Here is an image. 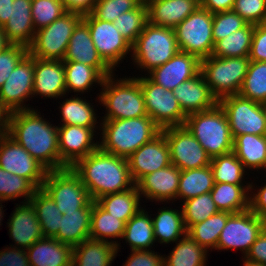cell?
<instances>
[{"instance_id": "6da1fadb", "label": "cell", "mask_w": 266, "mask_h": 266, "mask_svg": "<svg viewBox=\"0 0 266 266\" xmlns=\"http://www.w3.org/2000/svg\"><path fill=\"white\" fill-rule=\"evenodd\" d=\"M37 112L34 108L12 112L8 135L48 171L60 170L58 126Z\"/></svg>"}, {"instance_id": "7a4b0ae2", "label": "cell", "mask_w": 266, "mask_h": 266, "mask_svg": "<svg viewBox=\"0 0 266 266\" xmlns=\"http://www.w3.org/2000/svg\"><path fill=\"white\" fill-rule=\"evenodd\" d=\"M71 168L80 177L93 201L107 194L126 191L135 185L127 158L100 148L78 160Z\"/></svg>"}, {"instance_id": "3957f363", "label": "cell", "mask_w": 266, "mask_h": 266, "mask_svg": "<svg viewBox=\"0 0 266 266\" xmlns=\"http://www.w3.org/2000/svg\"><path fill=\"white\" fill-rule=\"evenodd\" d=\"M100 125L102 141L99 148L124 158H128L161 133V128L149 116L102 120Z\"/></svg>"}, {"instance_id": "277c9868", "label": "cell", "mask_w": 266, "mask_h": 266, "mask_svg": "<svg viewBox=\"0 0 266 266\" xmlns=\"http://www.w3.org/2000/svg\"><path fill=\"white\" fill-rule=\"evenodd\" d=\"M113 74L104 78L99 103L106 107L103 120L130 119L148 116L140 83L136 77L114 80Z\"/></svg>"}, {"instance_id": "5b68a950", "label": "cell", "mask_w": 266, "mask_h": 266, "mask_svg": "<svg viewBox=\"0 0 266 266\" xmlns=\"http://www.w3.org/2000/svg\"><path fill=\"white\" fill-rule=\"evenodd\" d=\"M184 125L211 158L233 151L229 123L219 104L188 115Z\"/></svg>"}, {"instance_id": "8992f818", "label": "cell", "mask_w": 266, "mask_h": 266, "mask_svg": "<svg viewBox=\"0 0 266 266\" xmlns=\"http://www.w3.org/2000/svg\"><path fill=\"white\" fill-rule=\"evenodd\" d=\"M132 60L148 73L165 64L180 51L174 28L146 23L143 31L131 46Z\"/></svg>"}, {"instance_id": "52a82bcc", "label": "cell", "mask_w": 266, "mask_h": 266, "mask_svg": "<svg viewBox=\"0 0 266 266\" xmlns=\"http://www.w3.org/2000/svg\"><path fill=\"white\" fill-rule=\"evenodd\" d=\"M249 64L248 57L218 58L211 55L201 59L200 72L212 94L220 100L239 93Z\"/></svg>"}, {"instance_id": "ba28073f", "label": "cell", "mask_w": 266, "mask_h": 266, "mask_svg": "<svg viewBox=\"0 0 266 266\" xmlns=\"http://www.w3.org/2000/svg\"><path fill=\"white\" fill-rule=\"evenodd\" d=\"M82 18L81 14L67 11L50 25L38 29L28 53L35 58L63 61L73 30Z\"/></svg>"}, {"instance_id": "9c48e42d", "label": "cell", "mask_w": 266, "mask_h": 266, "mask_svg": "<svg viewBox=\"0 0 266 266\" xmlns=\"http://www.w3.org/2000/svg\"><path fill=\"white\" fill-rule=\"evenodd\" d=\"M213 14L200 5L175 28V36L180 51L193 54L200 60L212 55Z\"/></svg>"}, {"instance_id": "30bf717a", "label": "cell", "mask_w": 266, "mask_h": 266, "mask_svg": "<svg viewBox=\"0 0 266 266\" xmlns=\"http://www.w3.org/2000/svg\"><path fill=\"white\" fill-rule=\"evenodd\" d=\"M41 188L62 214L85 208L92 201L87 188L71 167L48 171Z\"/></svg>"}, {"instance_id": "8fae6325", "label": "cell", "mask_w": 266, "mask_h": 266, "mask_svg": "<svg viewBox=\"0 0 266 266\" xmlns=\"http://www.w3.org/2000/svg\"><path fill=\"white\" fill-rule=\"evenodd\" d=\"M218 104L226 114L233 139L244 134L266 135V105L239 94L225 96Z\"/></svg>"}, {"instance_id": "7c38bea8", "label": "cell", "mask_w": 266, "mask_h": 266, "mask_svg": "<svg viewBox=\"0 0 266 266\" xmlns=\"http://www.w3.org/2000/svg\"><path fill=\"white\" fill-rule=\"evenodd\" d=\"M137 79L144 96L146 112L161 129L185 124L187 116L172 90H166L146 76Z\"/></svg>"}, {"instance_id": "4fadbf2b", "label": "cell", "mask_w": 266, "mask_h": 266, "mask_svg": "<svg viewBox=\"0 0 266 266\" xmlns=\"http://www.w3.org/2000/svg\"><path fill=\"white\" fill-rule=\"evenodd\" d=\"M265 228L266 220L260 218L250 209L231 214L221 231L217 250H238L239 248L245 257Z\"/></svg>"}, {"instance_id": "5bb4252c", "label": "cell", "mask_w": 266, "mask_h": 266, "mask_svg": "<svg viewBox=\"0 0 266 266\" xmlns=\"http://www.w3.org/2000/svg\"><path fill=\"white\" fill-rule=\"evenodd\" d=\"M161 133L169 146L172 165L181 171L210 165L211 157L185 125L167 127Z\"/></svg>"}, {"instance_id": "9a60e30c", "label": "cell", "mask_w": 266, "mask_h": 266, "mask_svg": "<svg viewBox=\"0 0 266 266\" xmlns=\"http://www.w3.org/2000/svg\"><path fill=\"white\" fill-rule=\"evenodd\" d=\"M92 41L103 61L114 71L115 66L131 52V45L122 37L113 22L97 19L92 13L83 15Z\"/></svg>"}, {"instance_id": "2e32d148", "label": "cell", "mask_w": 266, "mask_h": 266, "mask_svg": "<svg viewBox=\"0 0 266 266\" xmlns=\"http://www.w3.org/2000/svg\"><path fill=\"white\" fill-rule=\"evenodd\" d=\"M0 167L42 187L48 170L8 134L0 136Z\"/></svg>"}, {"instance_id": "e0dca14e", "label": "cell", "mask_w": 266, "mask_h": 266, "mask_svg": "<svg viewBox=\"0 0 266 266\" xmlns=\"http://www.w3.org/2000/svg\"><path fill=\"white\" fill-rule=\"evenodd\" d=\"M34 57L27 53L0 88V101L11 111L31 109L23 105L33 96ZM27 99V100H26ZM26 106V107H25Z\"/></svg>"}, {"instance_id": "ac0fdd59", "label": "cell", "mask_w": 266, "mask_h": 266, "mask_svg": "<svg viewBox=\"0 0 266 266\" xmlns=\"http://www.w3.org/2000/svg\"><path fill=\"white\" fill-rule=\"evenodd\" d=\"M95 127L59 125L58 141L60 153V170L72 167L78 160L85 158L99 148L93 141Z\"/></svg>"}, {"instance_id": "d6986e66", "label": "cell", "mask_w": 266, "mask_h": 266, "mask_svg": "<svg viewBox=\"0 0 266 266\" xmlns=\"http://www.w3.org/2000/svg\"><path fill=\"white\" fill-rule=\"evenodd\" d=\"M127 161L135 184L145 175L171 165L169 146L165 136L160 133L152 141L143 144L127 158Z\"/></svg>"}, {"instance_id": "ffe728a7", "label": "cell", "mask_w": 266, "mask_h": 266, "mask_svg": "<svg viewBox=\"0 0 266 266\" xmlns=\"http://www.w3.org/2000/svg\"><path fill=\"white\" fill-rule=\"evenodd\" d=\"M200 62L197 56L179 51L165 64L151 70L148 78L166 90L173 91L200 72Z\"/></svg>"}, {"instance_id": "44dd1931", "label": "cell", "mask_w": 266, "mask_h": 266, "mask_svg": "<svg viewBox=\"0 0 266 266\" xmlns=\"http://www.w3.org/2000/svg\"><path fill=\"white\" fill-rule=\"evenodd\" d=\"M63 61L87 64L94 67L104 78L113 74V70L98 54L89 27L83 20L73 30Z\"/></svg>"}, {"instance_id": "7402d4cb", "label": "cell", "mask_w": 266, "mask_h": 266, "mask_svg": "<svg viewBox=\"0 0 266 266\" xmlns=\"http://www.w3.org/2000/svg\"><path fill=\"white\" fill-rule=\"evenodd\" d=\"M66 92L64 61L34 57L33 95L57 99Z\"/></svg>"}, {"instance_id": "603a6c76", "label": "cell", "mask_w": 266, "mask_h": 266, "mask_svg": "<svg viewBox=\"0 0 266 266\" xmlns=\"http://www.w3.org/2000/svg\"><path fill=\"white\" fill-rule=\"evenodd\" d=\"M173 94L186 116L212 109L218 104L201 72L178 85Z\"/></svg>"}, {"instance_id": "cb8c5ba5", "label": "cell", "mask_w": 266, "mask_h": 266, "mask_svg": "<svg viewBox=\"0 0 266 266\" xmlns=\"http://www.w3.org/2000/svg\"><path fill=\"white\" fill-rule=\"evenodd\" d=\"M181 170L174 165L145 175L136 185L140 195L147 199L169 202L177 198Z\"/></svg>"}, {"instance_id": "d4e9b609", "label": "cell", "mask_w": 266, "mask_h": 266, "mask_svg": "<svg viewBox=\"0 0 266 266\" xmlns=\"http://www.w3.org/2000/svg\"><path fill=\"white\" fill-rule=\"evenodd\" d=\"M17 205L9 219V235L15 242V246L28 249L43 236L37 213L31 202H23ZM17 245V246H16Z\"/></svg>"}, {"instance_id": "484cf974", "label": "cell", "mask_w": 266, "mask_h": 266, "mask_svg": "<svg viewBox=\"0 0 266 266\" xmlns=\"http://www.w3.org/2000/svg\"><path fill=\"white\" fill-rule=\"evenodd\" d=\"M147 17L150 24L175 28L200 5L196 0H148Z\"/></svg>"}, {"instance_id": "4316f807", "label": "cell", "mask_w": 266, "mask_h": 266, "mask_svg": "<svg viewBox=\"0 0 266 266\" xmlns=\"http://www.w3.org/2000/svg\"><path fill=\"white\" fill-rule=\"evenodd\" d=\"M32 0H14L10 6L9 20L2 27L11 44L29 47L35 36L31 15Z\"/></svg>"}, {"instance_id": "83f0119b", "label": "cell", "mask_w": 266, "mask_h": 266, "mask_svg": "<svg viewBox=\"0 0 266 266\" xmlns=\"http://www.w3.org/2000/svg\"><path fill=\"white\" fill-rule=\"evenodd\" d=\"M30 266H72L73 247L42 237L26 249Z\"/></svg>"}, {"instance_id": "f1b7e54d", "label": "cell", "mask_w": 266, "mask_h": 266, "mask_svg": "<svg viewBox=\"0 0 266 266\" xmlns=\"http://www.w3.org/2000/svg\"><path fill=\"white\" fill-rule=\"evenodd\" d=\"M92 205L93 200L85 208L64 213L61 218L60 229L54 238L72 247L90 239Z\"/></svg>"}, {"instance_id": "f546056e", "label": "cell", "mask_w": 266, "mask_h": 266, "mask_svg": "<svg viewBox=\"0 0 266 266\" xmlns=\"http://www.w3.org/2000/svg\"><path fill=\"white\" fill-rule=\"evenodd\" d=\"M246 184L214 183L210 193L218 210L234 214L250 209L253 185Z\"/></svg>"}, {"instance_id": "4dcf8cb0", "label": "cell", "mask_w": 266, "mask_h": 266, "mask_svg": "<svg viewBox=\"0 0 266 266\" xmlns=\"http://www.w3.org/2000/svg\"><path fill=\"white\" fill-rule=\"evenodd\" d=\"M117 252L112 242L87 239L73 247L72 266H111Z\"/></svg>"}, {"instance_id": "1f68e13d", "label": "cell", "mask_w": 266, "mask_h": 266, "mask_svg": "<svg viewBox=\"0 0 266 266\" xmlns=\"http://www.w3.org/2000/svg\"><path fill=\"white\" fill-rule=\"evenodd\" d=\"M233 152L245 169H266V135L236 136L233 139Z\"/></svg>"}, {"instance_id": "d6a6232c", "label": "cell", "mask_w": 266, "mask_h": 266, "mask_svg": "<svg viewBox=\"0 0 266 266\" xmlns=\"http://www.w3.org/2000/svg\"><path fill=\"white\" fill-rule=\"evenodd\" d=\"M140 197L135 184L126 191L104 195L95 202L110 215L127 223L140 210Z\"/></svg>"}, {"instance_id": "836d02e7", "label": "cell", "mask_w": 266, "mask_h": 266, "mask_svg": "<svg viewBox=\"0 0 266 266\" xmlns=\"http://www.w3.org/2000/svg\"><path fill=\"white\" fill-rule=\"evenodd\" d=\"M152 224L155 241L158 240L160 244L176 242L187 233L183 222L182 209L179 211L171 208H161L158 215L152 218Z\"/></svg>"}, {"instance_id": "e575fe53", "label": "cell", "mask_w": 266, "mask_h": 266, "mask_svg": "<svg viewBox=\"0 0 266 266\" xmlns=\"http://www.w3.org/2000/svg\"><path fill=\"white\" fill-rule=\"evenodd\" d=\"M126 223L103 210L95 201L92 205L90 239L112 242L119 250V243L109 241L111 238H122ZM109 238V239H108Z\"/></svg>"}, {"instance_id": "d590c367", "label": "cell", "mask_w": 266, "mask_h": 266, "mask_svg": "<svg viewBox=\"0 0 266 266\" xmlns=\"http://www.w3.org/2000/svg\"><path fill=\"white\" fill-rule=\"evenodd\" d=\"M122 239L131 250H148L155 242L152 218L141 208L127 223Z\"/></svg>"}, {"instance_id": "8d00e7d4", "label": "cell", "mask_w": 266, "mask_h": 266, "mask_svg": "<svg viewBox=\"0 0 266 266\" xmlns=\"http://www.w3.org/2000/svg\"><path fill=\"white\" fill-rule=\"evenodd\" d=\"M30 202L36 210L43 236L54 238L60 229L63 214L57 208L53 199L42 188L35 191Z\"/></svg>"}, {"instance_id": "74e56055", "label": "cell", "mask_w": 266, "mask_h": 266, "mask_svg": "<svg viewBox=\"0 0 266 266\" xmlns=\"http://www.w3.org/2000/svg\"><path fill=\"white\" fill-rule=\"evenodd\" d=\"M213 186L214 178L210 165L181 171L176 199L181 198L186 201L211 192Z\"/></svg>"}, {"instance_id": "f35d334b", "label": "cell", "mask_w": 266, "mask_h": 266, "mask_svg": "<svg viewBox=\"0 0 266 266\" xmlns=\"http://www.w3.org/2000/svg\"><path fill=\"white\" fill-rule=\"evenodd\" d=\"M175 243L176 246L169 256L164 258V266H206L208 251L194 241L188 233Z\"/></svg>"}, {"instance_id": "ab89813d", "label": "cell", "mask_w": 266, "mask_h": 266, "mask_svg": "<svg viewBox=\"0 0 266 266\" xmlns=\"http://www.w3.org/2000/svg\"><path fill=\"white\" fill-rule=\"evenodd\" d=\"M229 212L219 211L202 222L192 225L188 230V235L207 251L217 250V243L221 231L227 223ZM209 249V250H208Z\"/></svg>"}, {"instance_id": "60d3db41", "label": "cell", "mask_w": 266, "mask_h": 266, "mask_svg": "<svg viewBox=\"0 0 266 266\" xmlns=\"http://www.w3.org/2000/svg\"><path fill=\"white\" fill-rule=\"evenodd\" d=\"M253 32L254 24L248 23L244 28L217 41L214 45L212 56L218 58L248 57Z\"/></svg>"}, {"instance_id": "b9f144b4", "label": "cell", "mask_w": 266, "mask_h": 266, "mask_svg": "<svg viewBox=\"0 0 266 266\" xmlns=\"http://www.w3.org/2000/svg\"><path fill=\"white\" fill-rule=\"evenodd\" d=\"M66 90L84 93L94 84H102L104 77L87 64L74 61H64Z\"/></svg>"}, {"instance_id": "7bdbcfd3", "label": "cell", "mask_w": 266, "mask_h": 266, "mask_svg": "<svg viewBox=\"0 0 266 266\" xmlns=\"http://www.w3.org/2000/svg\"><path fill=\"white\" fill-rule=\"evenodd\" d=\"M81 99V97H71L63 101L60 106L62 125H75L82 127H96L97 121L94 106Z\"/></svg>"}, {"instance_id": "ee69618b", "label": "cell", "mask_w": 266, "mask_h": 266, "mask_svg": "<svg viewBox=\"0 0 266 266\" xmlns=\"http://www.w3.org/2000/svg\"><path fill=\"white\" fill-rule=\"evenodd\" d=\"M210 167L214 183L243 184L246 169L233 151L211 158Z\"/></svg>"}, {"instance_id": "f6af8a7d", "label": "cell", "mask_w": 266, "mask_h": 266, "mask_svg": "<svg viewBox=\"0 0 266 266\" xmlns=\"http://www.w3.org/2000/svg\"><path fill=\"white\" fill-rule=\"evenodd\" d=\"M238 94L266 105V62L250 61L248 72Z\"/></svg>"}, {"instance_id": "bcb514c9", "label": "cell", "mask_w": 266, "mask_h": 266, "mask_svg": "<svg viewBox=\"0 0 266 266\" xmlns=\"http://www.w3.org/2000/svg\"><path fill=\"white\" fill-rule=\"evenodd\" d=\"M182 213L186 230L219 212L210 192L183 201Z\"/></svg>"}, {"instance_id": "7dc6e473", "label": "cell", "mask_w": 266, "mask_h": 266, "mask_svg": "<svg viewBox=\"0 0 266 266\" xmlns=\"http://www.w3.org/2000/svg\"><path fill=\"white\" fill-rule=\"evenodd\" d=\"M147 22V6L145 2H142L136 9L121 14L113 24L132 46Z\"/></svg>"}, {"instance_id": "c3c4849f", "label": "cell", "mask_w": 266, "mask_h": 266, "mask_svg": "<svg viewBox=\"0 0 266 266\" xmlns=\"http://www.w3.org/2000/svg\"><path fill=\"white\" fill-rule=\"evenodd\" d=\"M37 188L27 179L0 167V200L5 202L24 197L29 202Z\"/></svg>"}, {"instance_id": "681fc988", "label": "cell", "mask_w": 266, "mask_h": 266, "mask_svg": "<svg viewBox=\"0 0 266 266\" xmlns=\"http://www.w3.org/2000/svg\"><path fill=\"white\" fill-rule=\"evenodd\" d=\"M66 12L62 0H32L31 15L35 31L50 25Z\"/></svg>"}, {"instance_id": "f907efd6", "label": "cell", "mask_w": 266, "mask_h": 266, "mask_svg": "<svg viewBox=\"0 0 266 266\" xmlns=\"http://www.w3.org/2000/svg\"><path fill=\"white\" fill-rule=\"evenodd\" d=\"M142 0H97L92 14L102 21L114 22L121 14L136 9Z\"/></svg>"}, {"instance_id": "816d5d0a", "label": "cell", "mask_w": 266, "mask_h": 266, "mask_svg": "<svg viewBox=\"0 0 266 266\" xmlns=\"http://www.w3.org/2000/svg\"><path fill=\"white\" fill-rule=\"evenodd\" d=\"M248 23L233 10L213 14V41L214 44L230 35L231 33L244 28Z\"/></svg>"}, {"instance_id": "f5cc1de1", "label": "cell", "mask_w": 266, "mask_h": 266, "mask_svg": "<svg viewBox=\"0 0 266 266\" xmlns=\"http://www.w3.org/2000/svg\"><path fill=\"white\" fill-rule=\"evenodd\" d=\"M232 10L247 23H266V0H235Z\"/></svg>"}, {"instance_id": "db71d44e", "label": "cell", "mask_w": 266, "mask_h": 266, "mask_svg": "<svg viewBox=\"0 0 266 266\" xmlns=\"http://www.w3.org/2000/svg\"><path fill=\"white\" fill-rule=\"evenodd\" d=\"M27 53L28 48L20 44H11L0 52V88Z\"/></svg>"}, {"instance_id": "11a10c76", "label": "cell", "mask_w": 266, "mask_h": 266, "mask_svg": "<svg viewBox=\"0 0 266 266\" xmlns=\"http://www.w3.org/2000/svg\"><path fill=\"white\" fill-rule=\"evenodd\" d=\"M248 58L250 61L266 62V23L254 25Z\"/></svg>"}, {"instance_id": "9f6ffc18", "label": "cell", "mask_w": 266, "mask_h": 266, "mask_svg": "<svg viewBox=\"0 0 266 266\" xmlns=\"http://www.w3.org/2000/svg\"><path fill=\"white\" fill-rule=\"evenodd\" d=\"M123 266H164V256L150 250H131Z\"/></svg>"}, {"instance_id": "6f0895ef", "label": "cell", "mask_w": 266, "mask_h": 266, "mask_svg": "<svg viewBox=\"0 0 266 266\" xmlns=\"http://www.w3.org/2000/svg\"><path fill=\"white\" fill-rule=\"evenodd\" d=\"M0 251V266H30L27 252L19 247H5Z\"/></svg>"}, {"instance_id": "680465c9", "label": "cell", "mask_w": 266, "mask_h": 266, "mask_svg": "<svg viewBox=\"0 0 266 266\" xmlns=\"http://www.w3.org/2000/svg\"><path fill=\"white\" fill-rule=\"evenodd\" d=\"M245 258L266 266V228L252 244Z\"/></svg>"}, {"instance_id": "91938a15", "label": "cell", "mask_w": 266, "mask_h": 266, "mask_svg": "<svg viewBox=\"0 0 266 266\" xmlns=\"http://www.w3.org/2000/svg\"><path fill=\"white\" fill-rule=\"evenodd\" d=\"M252 195V196H251ZM250 210L260 218L266 220V185L250 194Z\"/></svg>"}, {"instance_id": "94428289", "label": "cell", "mask_w": 266, "mask_h": 266, "mask_svg": "<svg viewBox=\"0 0 266 266\" xmlns=\"http://www.w3.org/2000/svg\"><path fill=\"white\" fill-rule=\"evenodd\" d=\"M97 0H62L63 5L68 12L83 15L93 12Z\"/></svg>"}, {"instance_id": "6125c7cd", "label": "cell", "mask_w": 266, "mask_h": 266, "mask_svg": "<svg viewBox=\"0 0 266 266\" xmlns=\"http://www.w3.org/2000/svg\"><path fill=\"white\" fill-rule=\"evenodd\" d=\"M235 0H201L200 6L212 14L230 11L233 9Z\"/></svg>"}, {"instance_id": "be15d7a7", "label": "cell", "mask_w": 266, "mask_h": 266, "mask_svg": "<svg viewBox=\"0 0 266 266\" xmlns=\"http://www.w3.org/2000/svg\"><path fill=\"white\" fill-rule=\"evenodd\" d=\"M11 111L0 101V136L9 132Z\"/></svg>"}, {"instance_id": "e7e4bbea", "label": "cell", "mask_w": 266, "mask_h": 266, "mask_svg": "<svg viewBox=\"0 0 266 266\" xmlns=\"http://www.w3.org/2000/svg\"><path fill=\"white\" fill-rule=\"evenodd\" d=\"M14 0H0V27L9 20L10 6Z\"/></svg>"}, {"instance_id": "03108f58", "label": "cell", "mask_w": 266, "mask_h": 266, "mask_svg": "<svg viewBox=\"0 0 266 266\" xmlns=\"http://www.w3.org/2000/svg\"><path fill=\"white\" fill-rule=\"evenodd\" d=\"M9 45H11V43L7 40L2 27H0V52L6 49Z\"/></svg>"}, {"instance_id": "003e7915", "label": "cell", "mask_w": 266, "mask_h": 266, "mask_svg": "<svg viewBox=\"0 0 266 266\" xmlns=\"http://www.w3.org/2000/svg\"><path fill=\"white\" fill-rule=\"evenodd\" d=\"M243 259H245V261H243L244 262L243 266H265V265H263L261 263L251 261V260H249V259H247L245 257Z\"/></svg>"}, {"instance_id": "a7ac6f4b", "label": "cell", "mask_w": 266, "mask_h": 266, "mask_svg": "<svg viewBox=\"0 0 266 266\" xmlns=\"http://www.w3.org/2000/svg\"><path fill=\"white\" fill-rule=\"evenodd\" d=\"M1 202H2V201L0 200V204H1V205H0V225H1V221H2V219H3V218H2V217H3V213H2V212H3V211H2V210H3V207H2V203H1Z\"/></svg>"}]
</instances>
